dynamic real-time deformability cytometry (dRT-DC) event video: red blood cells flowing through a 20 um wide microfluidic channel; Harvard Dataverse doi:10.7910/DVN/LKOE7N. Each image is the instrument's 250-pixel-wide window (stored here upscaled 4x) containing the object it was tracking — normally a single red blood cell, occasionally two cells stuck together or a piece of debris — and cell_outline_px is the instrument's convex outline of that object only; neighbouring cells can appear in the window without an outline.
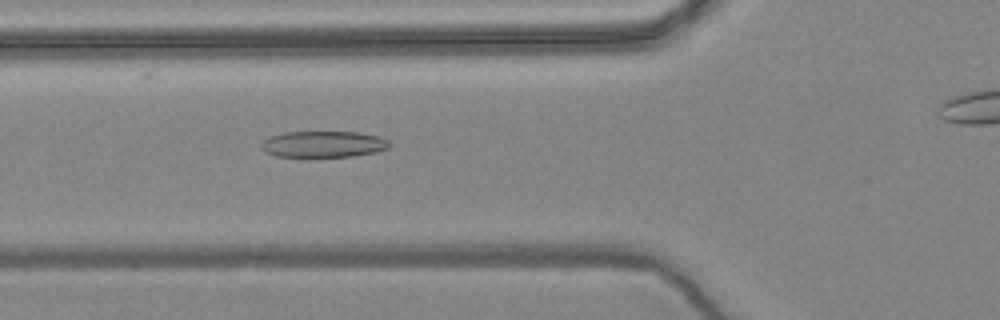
{"species": "common noctule bat (a hibernating species)", "species_latin": "Nyctalus noctula", "temperature_condition": "warm", "stored_images_in_passage": 50, "camera_frame_rate_fps": 3000, "um_per_image_px": 0.085, "animal": {"sex": "female", "body_mass_g": 24.6, "forearm_length_mm": 56.2}, "frame": {"image": 1, "passage_image": 21, "time_ms": 6.667, "image_size_px": [1000, 320], "cell_outline_px": [[392, 144], [388, 148], [376, 152], [352, 156], [308, 160], [276, 156], [264, 152], [260, 148], [260, 144], [264, 140], [272, 136], [284, 132], [360, 132], [380, 136], [388, 140]], "centroid_in_image_um": [27.46, 12.31], "position_along_channel_um": 98.3, "area_um2": 20.75}}
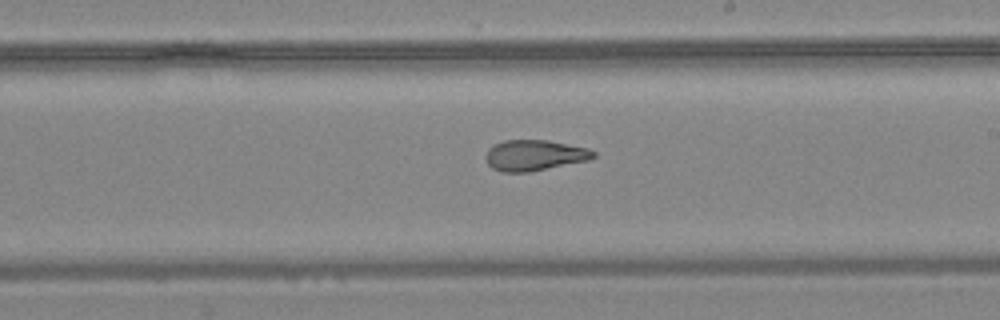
{"frame": {"image": 2, "passage_image": 33, "time_ms": 10.667, "image_size_px": [1000, 320], "cell_outline_px": [[596, 156], [588, 160], [528, 172], [500, 172], [492, 168], [488, 164], [484, 156], [488, 148], [504, 140], [548, 140], [588, 148], [596, 152]], "centroid_in_image_um": [45.41, 13.2], "position_along_channel_um": 243.6, "area_um2": 19.31}}
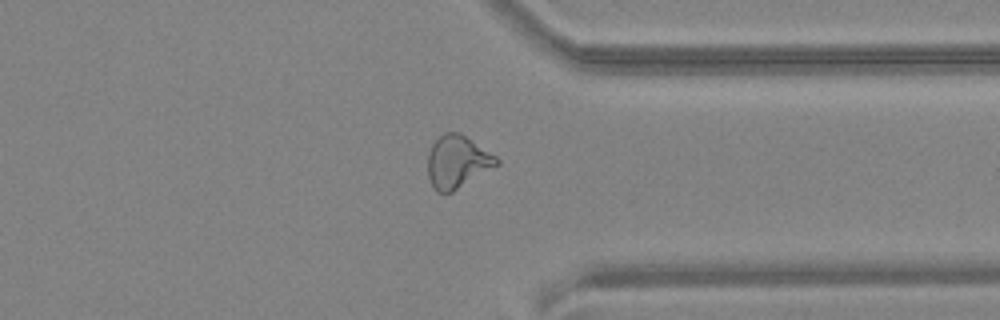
{"frame": {"image": 3, "passage_image": 44, "time_ms": 14.333, "image_size_px": [1000, 320], "cell_outline_px": [[500, 164], [452, 192], [436, 192], [428, 176], [428, 152], [432, 144], [444, 132], [460, 132], [496, 156], [500, 160]], "centroid_in_image_um": [38.88, 13.74], "position_along_channel_um": 372.5, "area_um2": 21.04}, "authors_computed_cell_mechanics": {"area_um2": 21.0392, "velocity_mm_per_s": 3.617, "shape_relaxation_time_tau1_ms": null, "shape_relaxation_time_tau2_ms": 2.5469, "deformation_change_tau1": null, "deformation_change_tau2": 0.1106}}